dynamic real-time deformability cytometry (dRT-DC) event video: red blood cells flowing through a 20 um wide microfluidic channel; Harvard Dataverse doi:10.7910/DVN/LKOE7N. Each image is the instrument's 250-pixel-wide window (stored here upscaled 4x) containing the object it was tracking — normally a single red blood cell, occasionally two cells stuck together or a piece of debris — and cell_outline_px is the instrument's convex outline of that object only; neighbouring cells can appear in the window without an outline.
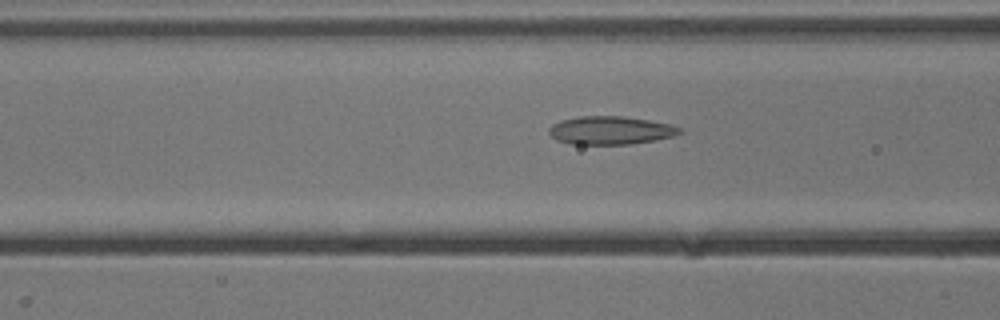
{"species": "common noctule bat (a hibernating species)", "species_latin": "Nyctalus noctula", "temperature_condition": "cold", "stored_images_in_passage": 35, "camera_frame_rate_fps": 3000, "um_per_image_px": 0.085, "animal": {"sex": "male", "body_mass_g": 13.3}, "frame": {"image": 1, "passage_image": 8, "time_ms": 2.333, "image_size_px": [1000, 320], "cell_outline_px": [[684, 132], [672, 136], [656, 140], [628, 144], [572, 144], [556, 140], [548, 132], [548, 128], [552, 124], [560, 120], [580, 116], [624, 116], [648, 120], [668, 124], [680, 128]], "centroid_in_image_um": [51.86, 11.08], "position_along_channel_um": 114.7, "area_um2": 21.44}}
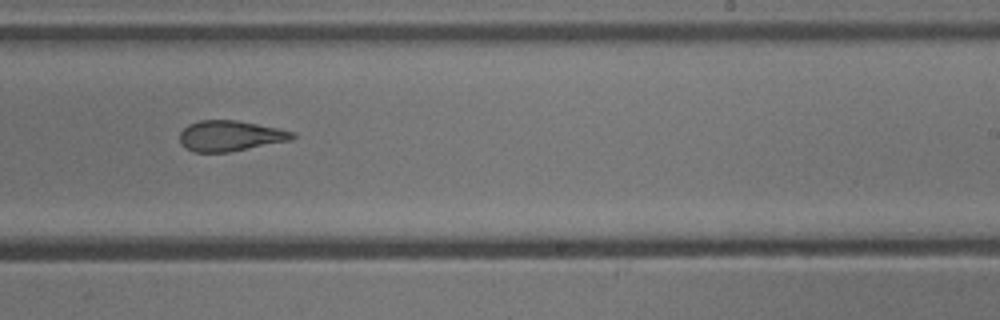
{"frame": {"image": 2, "passage_image": 20, "time_ms": 6.333, "image_size_px": [1000, 320], "cell_outline_px": [[296, 136], [292, 140], [228, 152], [196, 152], [184, 148], [180, 144], [180, 132], [188, 124], [200, 120], [236, 120], [276, 128], [292, 132]], "centroid_in_image_um": [19.52, 11.55], "position_along_channel_um": 269.5, "area_um2": 19.94}}
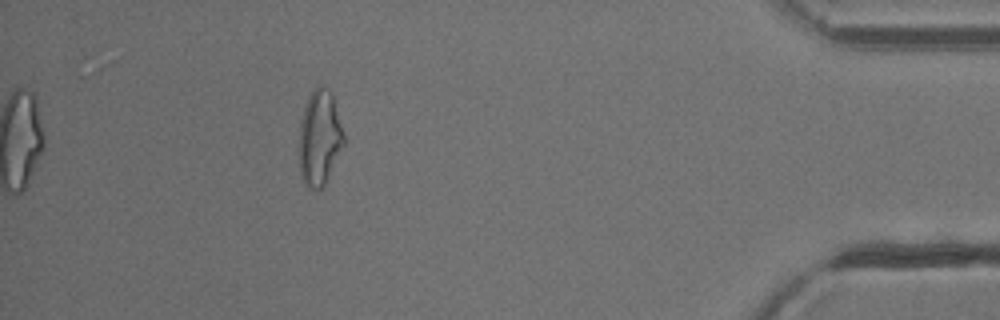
{"frame": {"image": 3, "passage_image": 35, "time_ms": 11.333, "image_size_px": [1000, 320], "cell_outline_px": [[344, 144], [324, 184], [316, 192], [300, 176], [300, 120], [308, 96], [312, 88], [316, 84], [328, 88], [332, 92], [344, 136]], "centroid_in_image_um": [27.16, 11.64], "position_along_channel_um": 408.0, "area_um2": 24.51}, "authors_computed_cell_mechanics": {"area_um2": 20.9236, "velocity_mm_per_s": 3.8549, "shape_relaxation_time_tau1_ms": null, "shape_relaxation_time_tau2_ms": 3.2553, "deformation_change_tau1": null, "deformation_change_tau2": 0.1173}}